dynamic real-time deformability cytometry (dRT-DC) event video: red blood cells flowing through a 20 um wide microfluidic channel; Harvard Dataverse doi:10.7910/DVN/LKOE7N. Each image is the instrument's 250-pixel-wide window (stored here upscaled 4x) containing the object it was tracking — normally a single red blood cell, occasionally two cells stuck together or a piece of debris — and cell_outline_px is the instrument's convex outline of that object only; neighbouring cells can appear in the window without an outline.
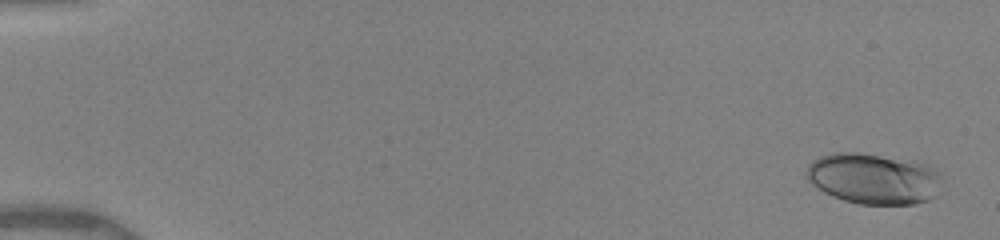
{"species": "human", "species_latin": "Homo sapiens", "temperature_condition": "warm", "stored_images_in_passage": 19, "camera_frame_rate_fps": 3000, "um_per_image_px": 0.085, "donor": {"sex": "female"}, "frame": {"image": 1, "passage_image": 1, "time_ms": 0.0, "image_size_px": [1000, 240], "cell_outline_px": [[940, 180], [936, 196], [928, 200], [916, 204], [860, 204], [844, 200], [832, 196], [824, 192], [812, 184], [808, 180], [808, 164], [812, 160], [820, 156], [836, 152], [860, 152], [916, 160], [928, 164], [936, 168], [940, 172]], "centroid_in_image_um": [74.29, 15.16], "position_along_channel_um": 10.7, "area_um2": 40.58}}
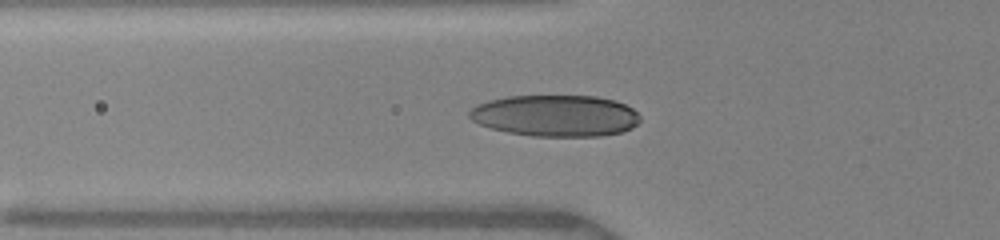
{"frame": {"image": 2, "passage_image": 15, "time_ms": 5.667, "image_size_px": [1000, 240], "cell_outline_px": [[640, 120], [632, 128], [620, 132], [600, 136], [532, 136], [508, 132], [492, 128], [480, 124], [472, 120], [468, 116], [468, 112], [476, 104], [488, 100], [508, 96], [596, 96], [616, 100], [632, 108], [640, 116]], "centroid_in_image_um": [47.21, 9.83], "position_along_channel_um": 78.6, "area_um2": 41.33}}
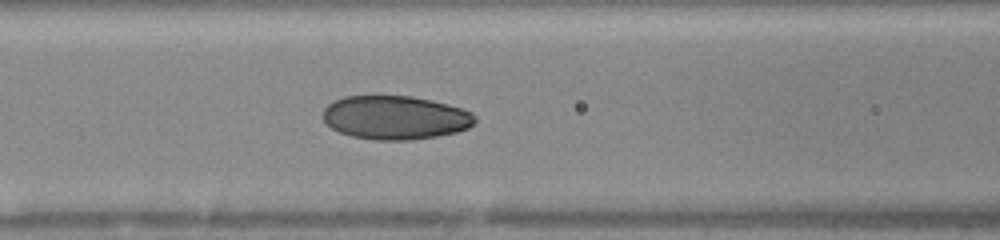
{"frame": {"image": 3, "passage_image": 19, "time_ms": 7.0, "image_size_px": [1000, 240], "cell_outline_px": [[476, 120], [468, 128], [456, 132], [436, 136], [412, 140], [376, 140], [352, 136], [340, 132], [332, 128], [324, 120], [324, 108], [328, 104], [344, 96], [412, 96], [448, 104], [472, 112], [476, 116]], "centroid_in_image_um": [33.61, 9.99], "position_along_channel_um": 133.0, "area_um2": 38.55}}